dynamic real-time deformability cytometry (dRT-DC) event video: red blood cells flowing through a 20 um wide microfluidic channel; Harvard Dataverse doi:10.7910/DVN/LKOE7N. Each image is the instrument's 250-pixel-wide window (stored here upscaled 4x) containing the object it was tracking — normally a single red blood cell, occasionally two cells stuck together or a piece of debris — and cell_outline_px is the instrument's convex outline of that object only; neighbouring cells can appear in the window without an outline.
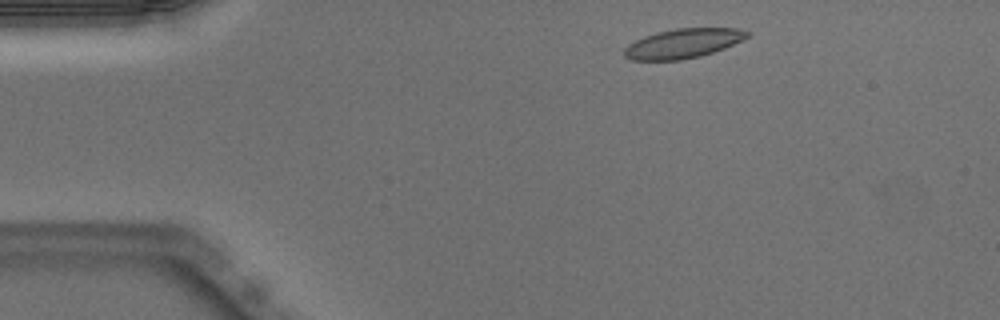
{"species": "Egyptian fruit bat (a non-hibernating species)", "species_latin": "Rousettus aegyptiacus", "temperature_condition": "warm", "stored_images_in_passage": 45, "camera_frame_rate_fps": 3000, "um_per_image_px": 0.085, "animal": {"sex": "male"}, "frame": {"image": 1, "passage_image": 3, "time_ms": 0.667, "image_size_px": [1000, 320], "cell_outline_px": [[752, 32], [748, 36], [724, 48], [700, 56], [680, 60], [632, 60], [624, 56], [624, 48], [628, 44], [644, 36], [656, 32], [676, 28], [740, 28]], "centroid_in_image_um": [58.04, 3.68], "position_along_channel_um": 27.0, "area_um2": 21.04}}
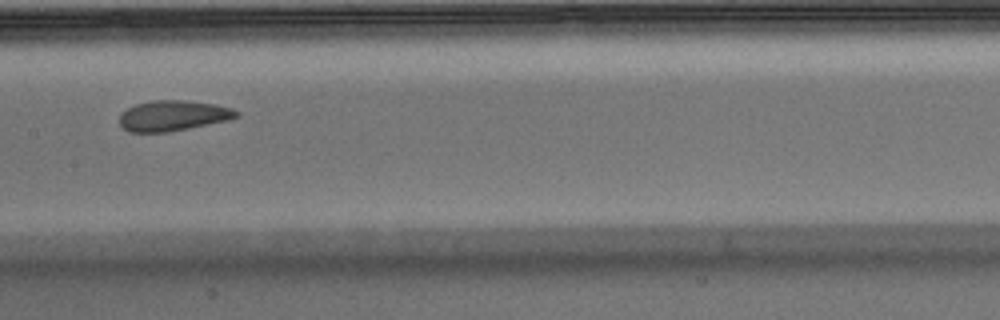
{"frame": {"image": 2, "passage_image": 20, "time_ms": 6.333, "image_size_px": [1000, 320], "cell_outline_px": [[240, 116], [228, 120], [168, 132], [128, 132], [120, 124], [120, 116], [128, 108], [136, 104], [152, 100], [184, 100], [216, 104], [232, 108], [240, 112]], "centroid_in_image_um": [14.74, 9.83], "position_along_channel_um": 192.7, "area_um2": 20.69}}
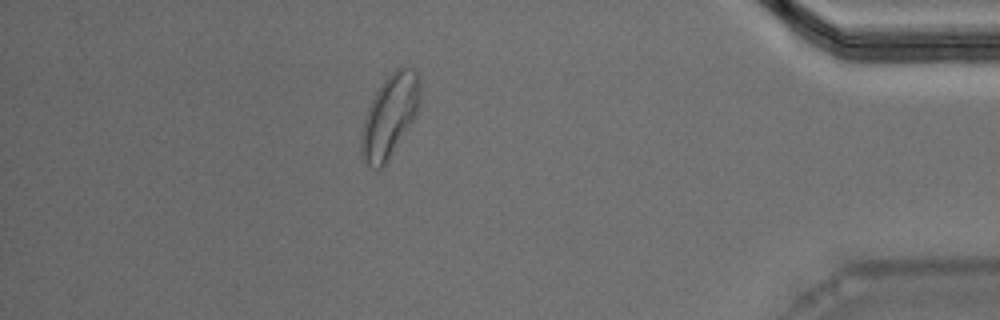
{"frame": {"image": 3, "passage_image": 39, "time_ms": 12.667, "image_size_px": [1000, 320], "cell_outline_px": [[420, 100], [416, 112], [412, 120], [384, 168], [376, 168], [368, 164], [364, 160], [360, 152], [360, 140], [364, 120], [368, 108], [376, 92], [384, 80], [400, 64], [404, 64], [416, 68], [420, 76]], "centroid_in_image_um": [33.14, 9.79], "position_along_channel_um": 402.1, "area_um2": 28.26}, "authors_computed_cell_mechanics": {"area_um2": 22.0796, "velocity_mm_per_s": 3.9758, "shape_relaxation_time_tau1_ms": null, "shape_relaxation_time_tau2_ms": 1.3121, "deformation_change_tau1": null, "deformation_change_tau2": 0.0809}}